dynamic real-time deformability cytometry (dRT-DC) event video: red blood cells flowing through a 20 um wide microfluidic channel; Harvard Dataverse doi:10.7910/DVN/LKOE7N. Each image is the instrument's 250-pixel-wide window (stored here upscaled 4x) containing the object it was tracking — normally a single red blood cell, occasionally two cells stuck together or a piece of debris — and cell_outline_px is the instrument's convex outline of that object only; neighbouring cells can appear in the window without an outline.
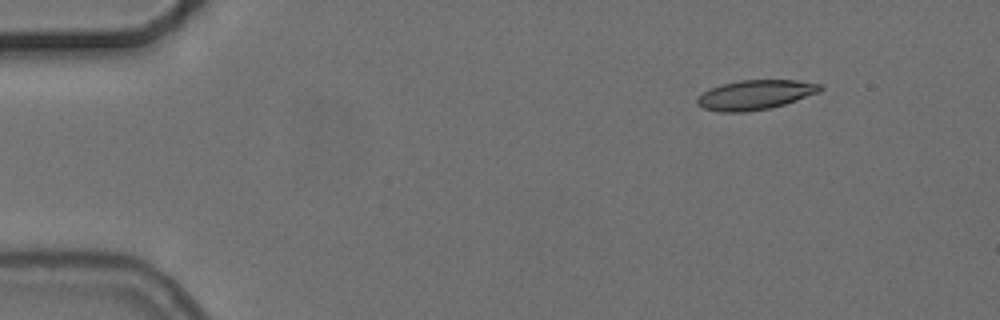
{"species": "common noctule bat (a hibernating species)", "species_latin": "Nyctalus noctula", "temperature_condition": "cold", "stored_images_in_passage": 4, "camera_frame_rate_fps": 3000, "um_per_image_px": 0.085, "animal": {"sex": "female", "body_mass_g": 24.6, "forearm_length_mm": 56.2}, "frame": {"image": 1, "passage_image": 1, "time_ms": 0.0, "image_size_px": [1000, 320], "cell_outline_px": [[824, 88], [820, 92], [784, 104], [768, 108], [744, 112], [720, 112], [704, 108], [696, 104], [696, 96], [712, 88], [724, 84], [740, 80], [796, 80], [820, 84]], "centroid_in_image_um": [64.19, 8.06], "position_along_channel_um": 20.8, "area_um2": 21.04}}
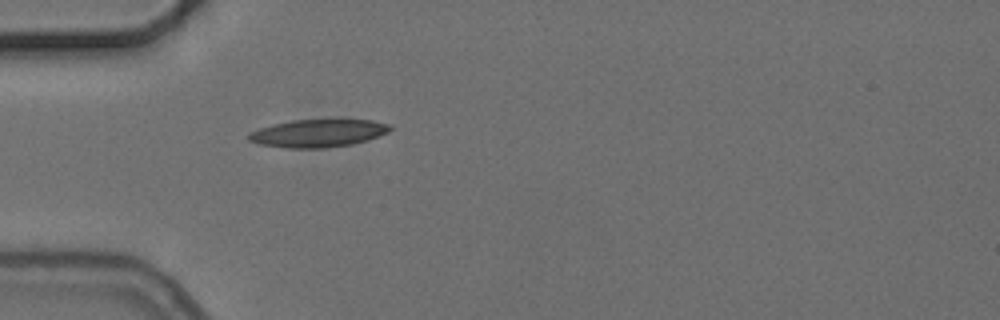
{"frame": {"image": 2, "passage_image": 4, "time_ms": 3.333, "image_size_px": [1000, 320], "cell_outline_px": [[392, 128], [388, 132], [368, 140], [352, 144], [324, 148], [288, 148], [260, 144], [248, 140], [248, 132], [272, 124], [292, 120], [372, 120], [388, 124]], "centroid_in_image_um": [27.01, 11.32], "position_along_channel_um": 58.0, "area_um2": 22.77}}